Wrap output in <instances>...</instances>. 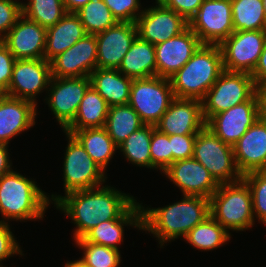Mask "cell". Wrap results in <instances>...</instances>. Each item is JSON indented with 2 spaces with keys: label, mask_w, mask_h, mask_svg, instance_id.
<instances>
[{
  "label": "cell",
  "mask_w": 266,
  "mask_h": 267,
  "mask_svg": "<svg viewBox=\"0 0 266 267\" xmlns=\"http://www.w3.org/2000/svg\"><path fill=\"white\" fill-rule=\"evenodd\" d=\"M52 201L56 209L64 212L76 224L73 239L77 240L99 223L119 219L137 200L114 187L102 185L70 192L65 196L52 194L49 202Z\"/></svg>",
  "instance_id": "6da1fadb"
},
{
  "label": "cell",
  "mask_w": 266,
  "mask_h": 267,
  "mask_svg": "<svg viewBox=\"0 0 266 267\" xmlns=\"http://www.w3.org/2000/svg\"><path fill=\"white\" fill-rule=\"evenodd\" d=\"M210 216V199L183 195L181 201L164 207L148 208L141 205V230L150 232L164 243L188 234L197 224Z\"/></svg>",
  "instance_id": "7a4b0ae2"
},
{
  "label": "cell",
  "mask_w": 266,
  "mask_h": 267,
  "mask_svg": "<svg viewBox=\"0 0 266 267\" xmlns=\"http://www.w3.org/2000/svg\"><path fill=\"white\" fill-rule=\"evenodd\" d=\"M36 183L14 170L0 178V222L43 219L50 197Z\"/></svg>",
  "instance_id": "3957f363"
},
{
  "label": "cell",
  "mask_w": 266,
  "mask_h": 267,
  "mask_svg": "<svg viewBox=\"0 0 266 267\" xmlns=\"http://www.w3.org/2000/svg\"><path fill=\"white\" fill-rule=\"evenodd\" d=\"M223 70L220 46L202 44L170 78L174 96L201 101Z\"/></svg>",
  "instance_id": "277c9868"
},
{
  "label": "cell",
  "mask_w": 266,
  "mask_h": 267,
  "mask_svg": "<svg viewBox=\"0 0 266 267\" xmlns=\"http://www.w3.org/2000/svg\"><path fill=\"white\" fill-rule=\"evenodd\" d=\"M210 215L228 232L251 228L256 218L247 183L242 179L235 183L220 184L210 197Z\"/></svg>",
  "instance_id": "5b68a950"
},
{
  "label": "cell",
  "mask_w": 266,
  "mask_h": 267,
  "mask_svg": "<svg viewBox=\"0 0 266 267\" xmlns=\"http://www.w3.org/2000/svg\"><path fill=\"white\" fill-rule=\"evenodd\" d=\"M193 158L219 184L235 183L243 178L235 162L233 146L223 142L206 126L196 135Z\"/></svg>",
  "instance_id": "8992f818"
},
{
  "label": "cell",
  "mask_w": 266,
  "mask_h": 267,
  "mask_svg": "<svg viewBox=\"0 0 266 267\" xmlns=\"http://www.w3.org/2000/svg\"><path fill=\"white\" fill-rule=\"evenodd\" d=\"M256 93L249 73L223 70L201 100L205 122L213 115L249 100Z\"/></svg>",
  "instance_id": "52a82bcc"
},
{
  "label": "cell",
  "mask_w": 266,
  "mask_h": 267,
  "mask_svg": "<svg viewBox=\"0 0 266 267\" xmlns=\"http://www.w3.org/2000/svg\"><path fill=\"white\" fill-rule=\"evenodd\" d=\"M174 98L170 79L154 76L133 79L128 104L145 125L155 126Z\"/></svg>",
  "instance_id": "ba28073f"
},
{
  "label": "cell",
  "mask_w": 266,
  "mask_h": 267,
  "mask_svg": "<svg viewBox=\"0 0 266 267\" xmlns=\"http://www.w3.org/2000/svg\"><path fill=\"white\" fill-rule=\"evenodd\" d=\"M65 135L68 144L63 161L64 195L102 186L106 182V172L93 161L71 134L65 133Z\"/></svg>",
  "instance_id": "9c48e42d"
},
{
  "label": "cell",
  "mask_w": 266,
  "mask_h": 267,
  "mask_svg": "<svg viewBox=\"0 0 266 267\" xmlns=\"http://www.w3.org/2000/svg\"><path fill=\"white\" fill-rule=\"evenodd\" d=\"M188 27L202 44L220 45L234 32L231 0H204Z\"/></svg>",
  "instance_id": "30bf717a"
},
{
  "label": "cell",
  "mask_w": 266,
  "mask_h": 267,
  "mask_svg": "<svg viewBox=\"0 0 266 267\" xmlns=\"http://www.w3.org/2000/svg\"><path fill=\"white\" fill-rule=\"evenodd\" d=\"M266 42V30L234 31L219 46L223 69L251 74Z\"/></svg>",
  "instance_id": "8fae6325"
},
{
  "label": "cell",
  "mask_w": 266,
  "mask_h": 267,
  "mask_svg": "<svg viewBox=\"0 0 266 267\" xmlns=\"http://www.w3.org/2000/svg\"><path fill=\"white\" fill-rule=\"evenodd\" d=\"M91 86L89 76L52 77L44 99L63 131L73 122L85 92Z\"/></svg>",
  "instance_id": "7c38bea8"
},
{
  "label": "cell",
  "mask_w": 266,
  "mask_h": 267,
  "mask_svg": "<svg viewBox=\"0 0 266 267\" xmlns=\"http://www.w3.org/2000/svg\"><path fill=\"white\" fill-rule=\"evenodd\" d=\"M51 78L49 61L45 59L16 60L9 88L4 94L28 100L37 105L38 94L45 90L47 93Z\"/></svg>",
  "instance_id": "4fadbf2b"
},
{
  "label": "cell",
  "mask_w": 266,
  "mask_h": 267,
  "mask_svg": "<svg viewBox=\"0 0 266 267\" xmlns=\"http://www.w3.org/2000/svg\"><path fill=\"white\" fill-rule=\"evenodd\" d=\"M259 118V101L255 93L249 100L213 115L206 127L233 146Z\"/></svg>",
  "instance_id": "5bb4252c"
},
{
  "label": "cell",
  "mask_w": 266,
  "mask_h": 267,
  "mask_svg": "<svg viewBox=\"0 0 266 267\" xmlns=\"http://www.w3.org/2000/svg\"><path fill=\"white\" fill-rule=\"evenodd\" d=\"M135 23L137 36L154 46L177 36L188 27L182 16L161 3L144 8Z\"/></svg>",
  "instance_id": "9a60e30c"
},
{
  "label": "cell",
  "mask_w": 266,
  "mask_h": 267,
  "mask_svg": "<svg viewBox=\"0 0 266 267\" xmlns=\"http://www.w3.org/2000/svg\"><path fill=\"white\" fill-rule=\"evenodd\" d=\"M97 50L96 36L86 34L73 46L50 61L52 77L90 76L97 68Z\"/></svg>",
  "instance_id": "2e32d148"
},
{
  "label": "cell",
  "mask_w": 266,
  "mask_h": 267,
  "mask_svg": "<svg viewBox=\"0 0 266 267\" xmlns=\"http://www.w3.org/2000/svg\"><path fill=\"white\" fill-rule=\"evenodd\" d=\"M201 45V41L189 27L177 36L155 45L156 76L172 78Z\"/></svg>",
  "instance_id": "e0dca14e"
},
{
  "label": "cell",
  "mask_w": 266,
  "mask_h": 267,
  "mask_svg": "<svg viewBox=\"0 0 266 267\" xmlns=\"http://www.w3.org/2000/svg\"><path fill=\"white\" fill-rule=\"evenodd\" d=\"M183 195L202 196L210 199L218 189L219 183L196 159L178 160L163 171Z\"/></svg>",
  "instance_id": "ac0fdd59"
},
{
  "label": "cell",
  "mask_w": 266,
  "mask_h": 267,
  "mask_svg": "<svg viewBox=\"0 0 266 267\" xmlns=\"http://www.w3.org/2000/svg\"><path fill=\"white\" fill-rule=\"evenodd\" d=\"M205 126L200 100L175 97L155 128L170 136L198 134Z\"/></svg>",
  "instance_id": "d6986e66"
},
{
  "label": "cell",
  "mask_w": 266,
  "mask_h": 267,
  "mask_svg": "<svg viewBox=\"0 0 266 267\" xmlns=\"http://www.w3.org/2000/svg\"><path fill=\"white\" fill-rule=\"evenodd\" d=\"M96 36L97 68L118 69L137 37L136 23L117 22Z\"/></svg>",
  "instance_id": "ffe728a7"
},
{
  "label": "cell",
  "mask_w": 266,
  "mask_h": 267,
  "mask_svg": "<svg viewBox=\"0 0 266 267\" xmlns=\"http://www.w3.org/2000/svg\"><path fill=\"white\" fill-rule=\"evenodd\" d=\"M1 42L16 60L44 59L46 28L22 15Z\"/></svg>",
  "instance_id": "44dd1931"
},
{
  "label": "cell",
  "mask_w": 266,
  "mask_h": 267,
  "mask_svg": "<svg viewBox=\"0 0 266 267\" xmlns=\"http://www.w3.org/2000/svg\"><path fill=\"white\" fill-rule=\"evenodd\" d=\"M233 152L242 176L266 170V121L259 118L233 145Z\"/></svg>",
  "instance_id": "7402d4cb"
},
{
  "label": "cell",
  "mask_w": 266,
  "mask_h": 267,
  "mask_svg": "<svg viewBox=\"0 0 266 267\" xmlns=\"http://www.w3.org/2000/svg\"><path fill=\"white\" fill-rule=\"evenodd\" d=\"M37 105L28 100L0 94V142L10 140L35 125Z\"/></svg>",
  "instance_id": "603a6c76"
},
{
  "label": "cell",
  "mask_w": 266,
  "mask_h": 267,
  "mask_svg": "<svg viewBox=\"0 0 266 267\" xmlns=\"http://www.w3.org/2000/svg\"><path fill=\"white\" fill-rule=\"evenodd\" d=\"M86 34L79 16L76 13L67 12L59 22L46 29L44 59L50 62Z\"/></svg>",
  "instance_id": "cb8c5ba5"
},
{
  "label": "cell",
  "mask_w": 266,
  "mask_h": 267,
  "mask_svg": "<svg viewBox=\"0 0 266 267\" xmlns=\"http://www.w3.org/2000/svg\"><path fill=\"white\" fill-rule=\"evenodd\" d=\"M124 226H133L141 230V204L135 202L119 219L99 223L83 238L90 243L118 248L123 242Z\"/></svg>",
  "instance_id": "d4e9b609"
},
{
  "label": "cell",
  "mask_w": 266,
  "mask_h": 267,
  "mask_svg": "<svg viewBox=\"0 0 266 267\" xmlns=\"http://www.w3.org/2000/svg\"><path fill=\"white\" fill-rule=\"evenodd\" d=\"M91 86L109 106L126 105L129 102L133 79L118 69L96 68L90 74Z\"/></svg>",
  "instance_id": "484cf974"
},
{
  "label": "cell",
  "mask_w": 266,
  "mask_h": 267,
  "mask_svg": "<svg viewBox=\"0 0 266 267\" xmlns=\"http://www.w3.org/2000/svg\"><path fill=\"white\" fill-rule=\"evenodd\" d=\"M118 70L132 79L156 76L155 46L137 36Z\"/></svg>",
  "instance_id": "4316f807"
},
{
  "label": "cell",
  "mask_w": 266,
  "mask_h": 267,
  "mask_svg": "<svg viewBox=\"0 0 266 267\" xmlns=\"http://www.w3.org/2000/svg\"><path fill=\"white\" fill-rule=\"evenodd\" d=\"M63 132L71 134L83 146L93 161L105 172L110 160L118 150V146L104 127Z\"/></svg>",
  "instance_id": "83f0119b"
},
{
  "label": "cell",
  "mask_w": 266,
  "mask_h": 267,
  "mask_svg": "<svg viewBox=\"0 0 266 267\" xmlns=\"http://www.w3.org/2000/svg\"><path fill=\"white\" fill-rule=\"evenodd\" d=\"M109 107L105 99L90 86L78 107L76 117L64 131L104 127Z\"/></svg>",
  "instance_id": "f1b7e54d"
},
{
  "label": "cell",
  "mask_w": 266,
  "mask_h": 267,
  "mask_svg": "<svg viewBox=\"0 0 266 267\" xmlns=\"http://www.w3.org/2000/svg\"><path fill=\"white\" fill-rule=\"evenodd\" d=\"M144 125L137 112L126 104L109 107L104 128L114 143L119 146L131 133Z\"/></svg>",
  "instance_id": "f546056e"
},
{
  "label": "cell",
  "mask_w": 266,
  "mask_h": 267,
  "mask_svg": "<svg viewBox=\"0 0 266 267\" xmlns=\"http://www.w3.org/2000/svg\"><path fill=\"white\" fill-rule=\"evenodd\" d=\"M230 234L210 215L190 230L184 239L198 250L210 251L228 242Z\"/></svg>",
  "instance_id": "4dcf8cb0"
},
{
  "label": "cell",
  "mask_w": 266,
  "mask_h": 267,
  "mask_svg": "<svg viewBox=\"0 0 266 267\" xmlns=\"http://www.w3.org/2000/svg\"><path fill=\"white\" fill-rule=\"evenodd\" d=\"M153 125H144L140 129L131 133L119 146L125 158L137 167L152 169V159L150 154V144Z\"/></svg>",
  "instance_id": "1f68e13d"
},
{
  "label": "cell",
  "mask_w": 266,
  "mask_h": 267,
  "mask_svg": "<svg viewBox=\"0 0 266 267\" xmlns=\"http://www.w3.org/2000/svg\"><path fill=\"white\" fill-rule=\"evenodd\" d=\"M234 31L266 30L262 0H231Z\"/></svg>",
  "instance_id": "d6a6232c"
},
{
  "label": "cell",
  "mask_w": 266,
  "mask_h": 267,
  "mask_svg": "<svg viewBox=\"0 0 266 267\" xmlns=\"http://www.w3.org/2000/svg\"><path fill=\"white\" fill-rule=\"evenodd\" d=\"M76 14L79 16L87 34L92 35L102 33L118 22L104 0H90Z\"/></svg>",
  "instance_id": "836d02e7"
},
{
  "label": "cell",
  "mask_w": 266,
  "mask_h": 267,
  "mask_svg": "<svg viewBox=\"0 0 266 267\" xmlns=\"http://www.w3.org/2000/svg\"><path fill=\"white\" fill-rule=\"evenodd\" d=\"M67 13L62 0H29L22 15L44 28L54 26Z\"/></svg>",
  "instance_id": "e575fe53"
},
{
  "label": "cell",
  "mask_w": 266,
  "mask_h": 267,
  "mask_svg": "<svg viewBox=\"0 0 266 267\" xmlns=\"http://www.w3.org/2000/svg\"><path fill=\"white\" fill-rule=\"evenodd\" d=\"M75 244L83 250L80 260L88 267H118L122 261L119 249L90 243L84 238L75 240Z\"/></svg>",
  "instance_id": "d590c367"
},
{
  "label": "cell",
  "mask_w": 266,
  "mask_h": 267,
  "mask_svg": "<svg viewBox=\"0 0 266 267\" xmlns=\"http://www.w3.org/2000/svg\"><path fill=\"white\" fill-rule=\"evenodd\" d=\"M242 179L252 194L254 217L266 226V170L248 173Z\"/></svg>",
  "instance_id": "8d00e7d4"
},
{
  "label": "cell",
  "mask_w": 266,
  "mask_h": 267,
  "mask_svg": "<svg viewBox=\"0 0 266 267\" xmlns=\"http://www.w3.org/2000/svg\"><path fill=\"white\" fill-rule=\"evenodd\" d=\"M152 169H159L161 173L172 164V151L169 135L154 128L150 144Z\"/></svg>",
  "instance_id": "74e56055"
},
{
  "label": "cell",
  "mask_w": 266,
  "mask_h": 267,
  "mask_svg": "<svg viewBox=\"0 0 266 267\" xmlns=\"http://www.w3.org/2000/svg\"><path fill=\"white\" fill-rule=\"evenodd\" d=\"M104 3L119 22L135 23L143 12L140 0H104Z\"/></svg>",
  "instance_id": "f35d334b"
},
{
  "label": "cell",
  "mask_w": 266,
  "mask_h": 267,
  "mask_svg": "<svg viewBox=\"0 0 266 267\" xmlns=\"http://www.w3.org/2000/svg\"><path fill=\"white\" fill-rule=\"evenodd\" d=\"M197 134L170 135L172 163L178 160L193 158L195 138Z\"/></svg>",
  "instance_id": "ab89813d"
},
{
  "label": "cell",
  "mask_w": 266,
  "mask_h": 267,
  "mask_svg": "<svg viewBox=\"0 0 266 267\" xmlns=\"http://www.w3.org/2000/svg\"><path fill=\"white\" fill-rule=\"evenodd\" d=\"M15 239L8 222H0V267H4L1 265L2 260L17 254L24 255L19 243Z\"/></svg>",
  "instance_id": "60d3db41"
},
{
  "label": "cell",
  "mask_w": 266,
  "mask_h": 267,
  "mask_svg": "<svg viewBox=\"0 0 266 267\" xmlns=\"http://www.w3.org/2000/svg\"><path fill=\"white\" fill-rule=\"evenodd\" d=\"M22 16V9L6 0H0V41Z\"/></svg>",
  "instance_id": "b9f144b4"
},
{
  "label": "cell",
  "mask_w": 266,
  "mask_h": 267,
  "mask_svg": "<svg viewBox=\"0 0 266 267\" xmlns=\"http://www.w3.org/2000/svg\"><path fill=\"white\" fill-rule=\"evenodd\" d=\"M15 61L16 58L0 41V94H4L9 88Z\"/></svg>",
  "instance_id": "7bdbcfd3"
},
{
  "label": "cell",
  "mask_w": 266,
  "mask_h": 267,
  "mask_svg": "<svg viewBox=\"0 0 266 267\" xmlns=\"http://www.w3.org/2000/svg\"><path fill=\"white\" fill-rule=\"evenodd\" d=\"M204 0H162L160 3L174 10L187 22L195 15Z\"/></svg>",
  "instance_id": "ee69618b"
},
{
  "label": "cell",
  "mask_w": 266,
  "mask_h": 267,
  "mask_svg": "<svg viewBox=\"0 0 266 267\" xmlns=\"http://www.w3.org/2000/svg\"><path fill=\"white\" fill-rule=\"evenodd\" d=\"M255 85L266 83V42L254 71L250 74Z\"/></svg>",
  "instance_id": "f6af8a7d"
},
{
  "label": "cell",
  "mask_w": 266,
  "mask_h": 267,
  "mask_svg": "<svg viewBox=\"0 0 266 267\" xmlns=\"http://www.w3.org/2000/svg\"><path fill=\"white\" fill-rule=\"evenodd\" d=\"M8 145L0 142V178L12 171V162L9 159Z\"/></svg>",
  "instance_id": "bcb514c9"
},
{
  "label": "cell",
  "mask_w": 266,
  "mask_h": 267,
  "mask_svg": "<svg viewBox=\"0 0 266 267\" xmlns=\"http://www.w3.org/2000/svg\"><path fill=\"white\" fill-rule=\"evenodd\" d=\"M260 119L266 121V83L256 85Z\"/></svg>",
  "instance_id": "7dc6e473"
},
{
  "label": "cell",
  "mask_w": 266,
  "mask_h": 267,
  "mask_svg": "<svg viewBox=\"0 0 266 267\" xmlns=\"http://www.w3.org/2000/svg\"><path fill=\"white\" fill-rule=\"evenodd\" d=\"M65 9L69 13H76L84 5H86L90 0H62Z\"/></svg>",
  "instance_id": "c3c4849f"
},
{
  "label": "cell",
  "mask_w": 266,
  "mask_h": 267,
  "mask_svg": "<svg viewBox=\"0 0 266 267\" xmlns=\"http://www.w3.org/2000/svg\"><path fill=\"white\" fill-rule=\"evenodd\" d=\"M64 267H88L80 259L75 261H68L65 263Z\"/></svg>",
  "instance_id": "681fc988"
},
{
  "label": "cell",
  "mask_w": 266,
  "mask_h": 267,
  "mask_svg": "<svg viewBox=\"0 0 266 267\" xmlns=\"http://www.w3.org/2000/svg\"><path fill=\"white\" fill-rule=\"evenodd\" d=\"M9 3L15 4L16 6L20 7L21 9L24 8L25 3L20 2L19 0H6Z\"/></svg>",
  "instance_id": "f907efd6"
},
{
  "label": "cell",
  "mask_w": 266,
  "mask_h": 267,
  "mask_svg": "<svg viewBox=\"0 0 266 267\" xmlns=\"http://www.w3.org/2000/svg\"><path fill=\"white\" fill-rule=\"evenodd\" d=\"M263 2V8H264V11H265V16H266V0H262Z\"/></svg>",
  "instance_id": "816d5d0a"
},
{
  "label": "cell",
  "mask_w": 266,
  "mask_h": 267,
  "mask_svg": "<svg viewBox=\"0 0 266 267\" xmlns=\"http://www.w3.org/2000/svg\"><path fill=\"white\" fill-rule=\"evenodd\" d=\"M156 2L155 3H160L162 0H155Z\"/></svg>",
  "instance_id": "f5cc1de1"
}]
</instances>
